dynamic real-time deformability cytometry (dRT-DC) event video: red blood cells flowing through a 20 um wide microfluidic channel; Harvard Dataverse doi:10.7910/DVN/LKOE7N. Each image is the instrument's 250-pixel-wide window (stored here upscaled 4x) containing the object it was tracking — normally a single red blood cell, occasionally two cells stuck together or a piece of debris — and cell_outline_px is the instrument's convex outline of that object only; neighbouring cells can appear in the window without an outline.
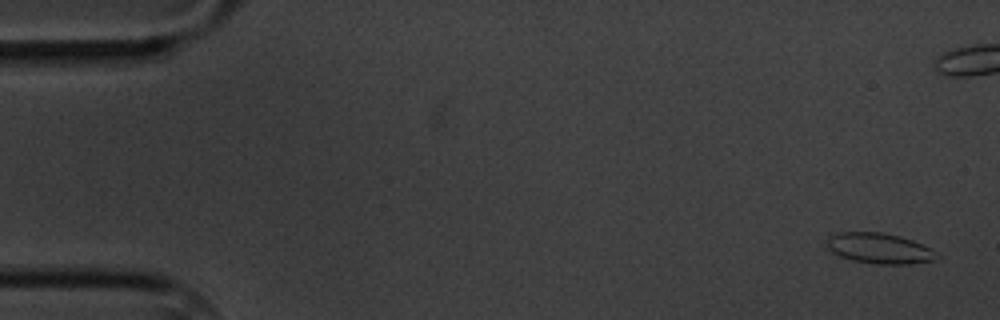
{"species": "common noctule bat (a hibernating species)", "species_latin": "Nyctalus noctula", "temperature_condition": "cold", "stored_images_in_passage": 6, "camera_frame_rate_fps": 3000, "um_per_image_px": 0.085, "animal": {"sex": "male", "body_mass_g": 20.1, "forearm_length_mm": 53.5}, "frame": {"image": 1, "passage_image": 1, "time_ms": 0.0, "image_size_px": [1000, 320], "cell_outline_px": [[940, 256], [936, 260], [912, 264], [876, 264], [852, 260], [840, 256], [832, 252], [828, 248], [828, 236], [836, 232], [880, 232], [900, 236], [912, 240], [932, 248]], "centroid_in_image_um": [74.78, 21.11], "position_along_channel_um": 10.2, "area_um2": 19.71}}
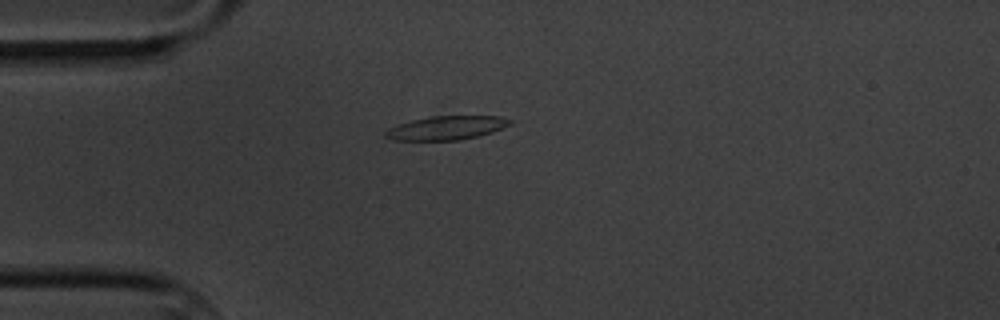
{"frame": {"image": 2, "passage_image": 6, "time_ms": 6.0, "image_size_px": [1000, 320], "cell_outline_px": [[512, 124], [492, 132], [460, 140], [392, 140], [384, 136], [384, 132], [388, 128], [412, 120], [432, 116], [500, 116], [512, 120]], "centroid_in_image_um": [37.95, 10.87], "position_along_channel_um": 47.1, "area_um2": 17.17}}